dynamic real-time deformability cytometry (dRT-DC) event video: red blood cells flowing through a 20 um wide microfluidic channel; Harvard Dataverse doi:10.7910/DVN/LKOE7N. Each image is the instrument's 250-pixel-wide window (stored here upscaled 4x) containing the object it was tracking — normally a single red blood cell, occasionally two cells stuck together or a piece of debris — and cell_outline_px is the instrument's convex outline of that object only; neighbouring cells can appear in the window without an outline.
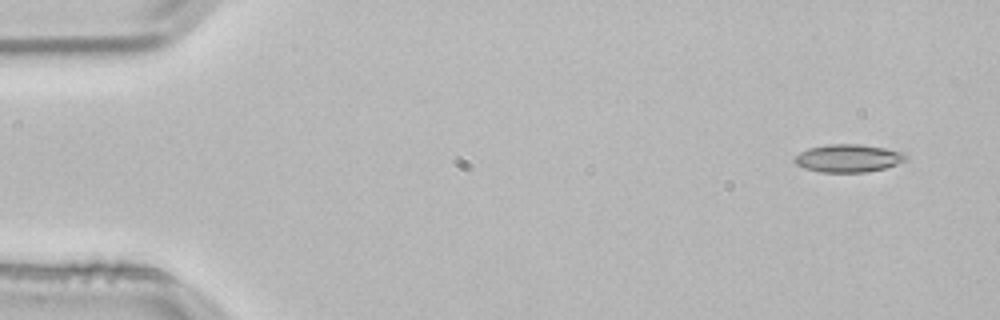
{"species": "common noctule bat (a hibernating species)", "species_latin": "Nyctalus noctula", "temperature_condition": "room temperature", "stored_images_in_passage": 51, "camera_frame_rate_fps": 3000, "um_per_image_px": 0.085, "animal": {"sex": "male", "body_mass_g": 21.5, "forearm_length_mm": 52.0}, "frame": {"image": 1, "passage_image": 1, "time_ms": 0.0, "image_size_px": [1000, 320], "cell_outline_px": [[908, 160], [884, 168], [868, 172], [820, 172], [804, 168], [796, 164], [792, 160], [800, 152], [808, 148], [828, 144], [860, 144], [884, 148], [904, 152], [908, 156]], "centroid_in_image_um": [72.11, 13.45], "position_along_channel_um": 12.9, "area_um2": 18.15}}
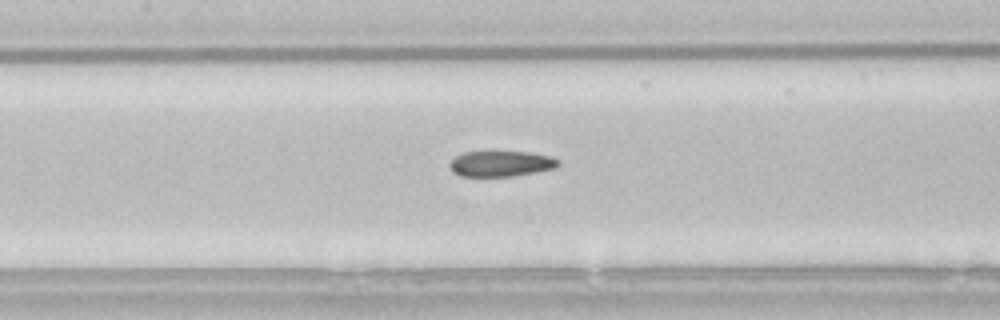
{"frame": {"image": 2, "passage_image": 22, "time_ms": 7.0, "image_size_px": [1000, 320], "cell_outline_px": [[560, 164], [556, 168], [536, 172], [512, 176], [460, 176], [452, 172], [448, 164], [456, 156], [464, 152], [528, 152], [552, 156], [560, 160]], "centroid_in_image_um": [42.6, 13.91], "position_along_channel_um": 164.8, "area_um2": 16.3}}
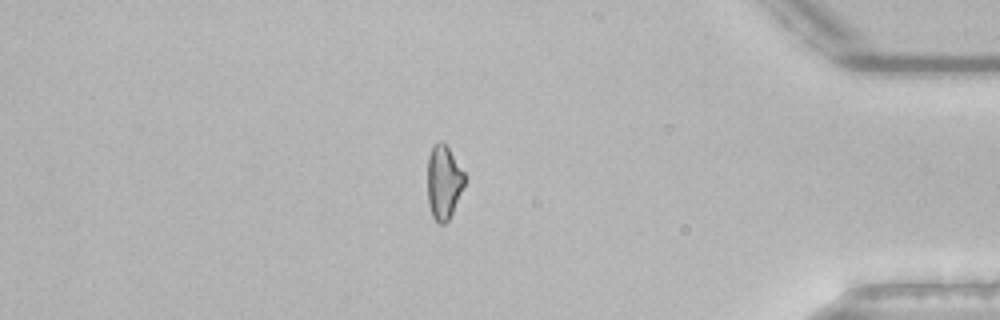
{"frame": {"image": 3, "passage_image": 43, "time_ms": 14.0, "image_size_px": [1000, 320], "cell_outline_px": [[468, 180], [448, 220], [444, 224], [440, 224], [432, 216], [428, 204], [428, 156], [432, 144], [440, 140], [448, 148], [468, 176]], "centroid_in_image_um": [37.74, 15.46], "position_along_channel_um": 397.5, "area_um2": 16.3}, "authors_computed_cell_mechanics": {"area_um2": 17.1666, "velocity_mm_per_s": 3.8405, "shape_relaxation_time_tau1_ms": null, "shape_relaxation_time_tau2_ms": 3.868, "deformation_change_tau1": null, "deformation_change_tau2": 0.1081}}